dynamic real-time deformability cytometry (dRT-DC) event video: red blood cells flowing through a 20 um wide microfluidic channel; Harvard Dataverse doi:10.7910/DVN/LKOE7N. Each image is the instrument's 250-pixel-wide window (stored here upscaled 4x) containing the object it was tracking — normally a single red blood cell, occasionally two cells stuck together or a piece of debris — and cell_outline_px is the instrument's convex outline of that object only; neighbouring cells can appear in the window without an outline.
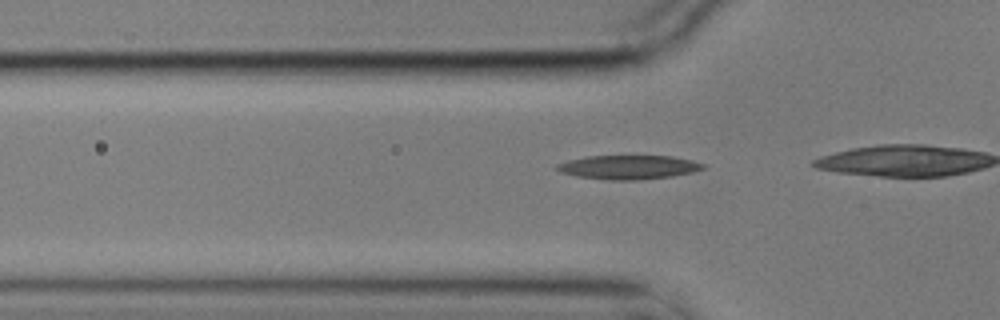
{"species": "common noctule bat (a hibernating species)", "species_latin": "Nyctalus noctula", "temperature_condition": "cold", "stored_images_in_passage": 18, "camera_frame_rate_fps": 3000, "um_per_image_px": 0.085, "animal": {"sex": "male", "body_mass_g": 17.9}, "frame": {"image": 1, "passage_image": 15, "time_ms": 4.667, "image_size_px": [1000, 320], "cell_outline_px": [[708, 164], [704, 168], [692, 172], [672, 176], [632, 180], [612, 180], [576, 176], [560, 172], [556, 168], [556, 164], [568, 160], [588, 156], [672, 156], [692, 160]], "centroid_in_image_um": [53.44, 14.2], "position_along_channel_um": 72.4, "area_um2": 20.35}}